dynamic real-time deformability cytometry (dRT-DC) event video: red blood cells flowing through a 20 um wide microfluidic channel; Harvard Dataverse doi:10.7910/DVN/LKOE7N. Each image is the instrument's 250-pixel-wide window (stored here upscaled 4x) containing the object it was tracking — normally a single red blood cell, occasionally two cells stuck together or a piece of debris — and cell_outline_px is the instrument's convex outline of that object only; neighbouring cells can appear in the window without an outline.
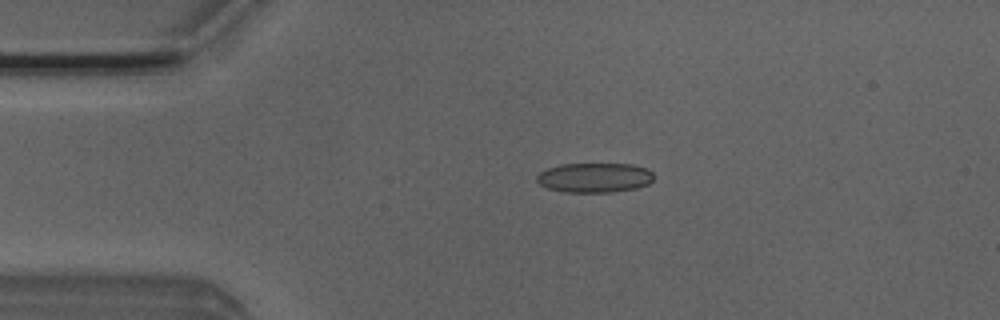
{"species": "Egyptian fruit bat (a non-hibernating species)", "species_latin": "Rousettus aegyptiacus", "temperature_condition": "room temperature", "stored_images_in_passage": 44, "camera_frame_rate_fps": 3000, "um_per_image_px": 0.085, "animal": {"sex": "male"}, "frame": {"image": 1, "passage_image": 10, "time_ms": 3.0, "image_size_px": [1000, 320], "cell_outline_px": [[652, 180], [648, 184], [636, 188], [612, 192], [564, 192], [548, 188], [540, 184], [536, 180], [536, 176], [540, 172], [548, 168], [560, 164], [632, 164], [648, 168], [652, 172]], "centroid_in_image_um": [50.53, 15.09], "position_along_channel_um": 34.5, "area_um2": 20.23}}
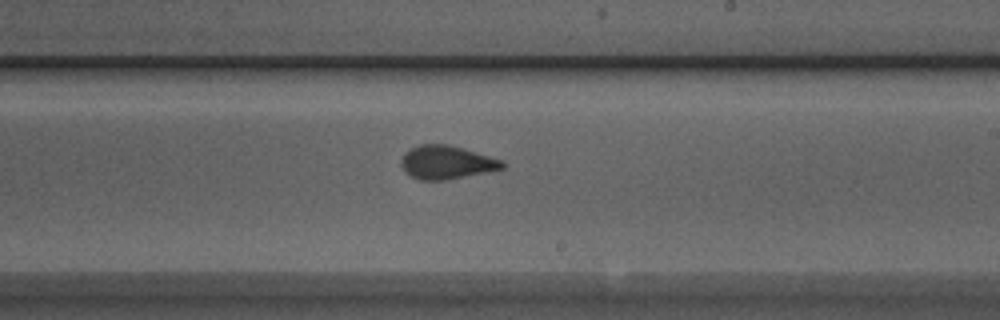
{"frame": {"image": 2, "passage_image": 29, "time_ms": 9.333, "image_size_px": [1000, 320], "cell_outline_px": [[504, 168], [444, 180], [420, 180], [404, 172], [400, 164], [400, 160], [404, 152], [420, 144], [448, 144], [464, 148], [504, 160]], "centroid_in_image_um": [37.93, 13.78], "position_along_channel_um": 251.1, "area_um2": 19.71}}
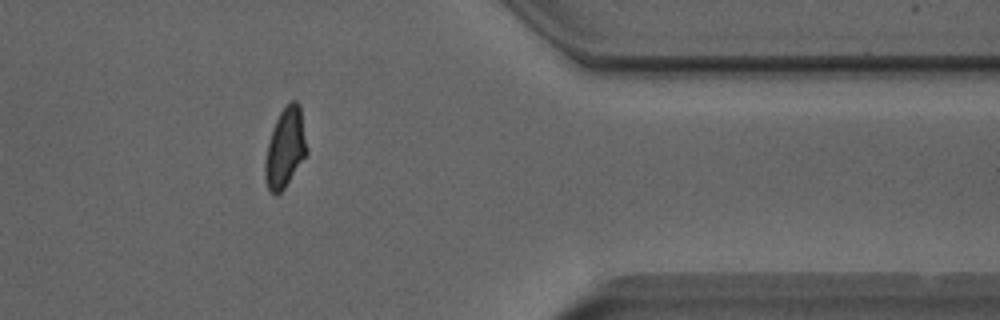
{"frame": {"image": 3, "passage_image": 41, "time_ms": 13.333, "image_size_px": [1000, 320], "cell_outline_px": [[308, 152], [284, 188], [276, 196], [268, 192], [264, 176], [264, 164], [268, 144], [272, 128], [280, 112], [292, 100], [296, 100], [300, 104]], "centroid_in_image_um": [24.23, 12.59], "position_along_channel_um": 387.2, "area_um2": 19.36}, "authors_computed_cell_mechanics": {"area_um2": 20.1144, "velocity_mm_per_s": 3.984, "shape_relaxation_time_tau1_ms": null, "shape_relaxation_time_tau2_ms": 1.0272, "deformation_change_tau1": null, "deformation_change_tau2": 0.0668}}